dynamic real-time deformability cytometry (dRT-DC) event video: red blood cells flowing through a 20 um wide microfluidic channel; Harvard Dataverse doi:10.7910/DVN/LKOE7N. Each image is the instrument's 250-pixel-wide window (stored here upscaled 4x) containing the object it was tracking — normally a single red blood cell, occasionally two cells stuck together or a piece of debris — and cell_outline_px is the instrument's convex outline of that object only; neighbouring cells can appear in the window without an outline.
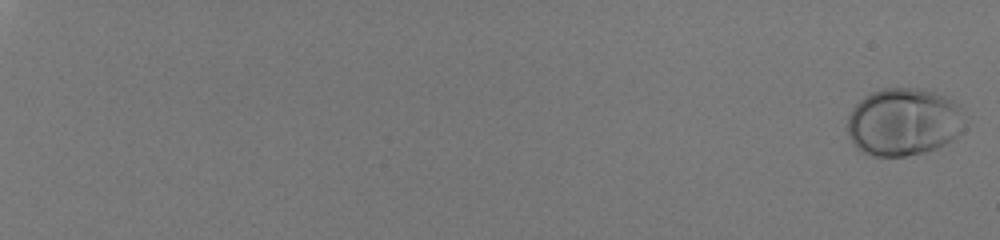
{"species": "human", "species_latin": "Homo sapiens", "temperature_condition": "room temperature", "stored_images_in_passage": 57, "camera_frame_rate_fps": 3000, "um_per_image_px": 0.085, "donor": {"sex": "male"}, "frame": {"image": 1, "passage_image": 1, "time_ms": 0.0, "image_size_px": [1000, 240], "cell_outline_px": [[960, 132], [956, 136], [944, 144], [936, 148], [924, 152], [904, 156], [872, 156], [856, 148], [852, 144], [848, 136], [848, 116], [852, 108], [864, 96], [872, 92], [884, 88], [920, 88], [944, 96], [960, 104]], "centroid_in_image_um": [76.74, 10.36], "position_along_channel_um": 8.3, "area_um2": 45.89}}
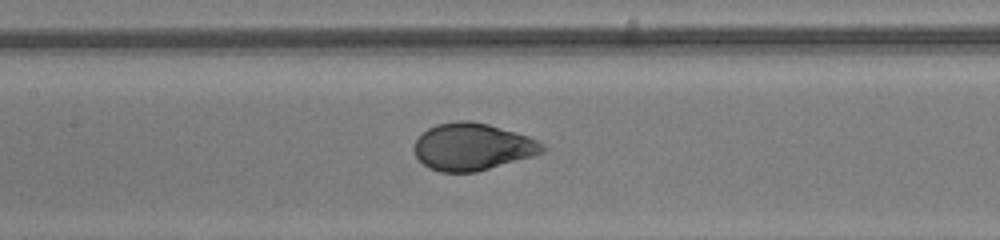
{"frame": {"image": 2, "passage_image": 34, "time_ms": 11.0, "image_size_px": [1000, 240], "cell_outline_px": [[548, 148], [544, 152], [532, 156], [476, 172], [440, 172], [428, 168], [416, 156], [412, 148], [416, 140], [428, 128], [436, 124], [456, 120], [468, 120], [488, 124], [516, 132], [540, 140]], "centroid_in_image_um": [40.17, 12.47], "position_along_channel_um": 167.2, "area_um2": 35.43}}
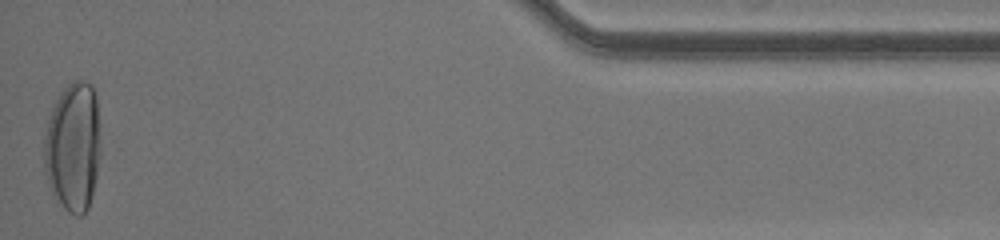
{"frame": {"image": 3, "passage_image": 57, "time_ms": 18.667, "image_size_px": [1000, 240], "cell_outline_px": [[100, 156], [96, 176], [88, 208], [80, 216], [76, 216], [68, 212], [52, 196], [44, 172], [44, 136], [48, 120], [52, 108], [60, 92], [72, 80], [84, 80], [92, 84], [96, 96], [100, 124]], "centroid_in_image_um": [6.21, 12.47], "position_along_channel_um": 429.0, "area_um2": 43.29}, "authors_computed_cell_mechanics": {"area_um2": 37.6856, "velocity_mm_per_s": 4.0872, "shape_relaxation_time_tau1_ms": 3.2274, "shape_relaxation_time_tau2_ms": null, "deformation_change_tau1": 0.2032, "deformation_change_tau2": null}}